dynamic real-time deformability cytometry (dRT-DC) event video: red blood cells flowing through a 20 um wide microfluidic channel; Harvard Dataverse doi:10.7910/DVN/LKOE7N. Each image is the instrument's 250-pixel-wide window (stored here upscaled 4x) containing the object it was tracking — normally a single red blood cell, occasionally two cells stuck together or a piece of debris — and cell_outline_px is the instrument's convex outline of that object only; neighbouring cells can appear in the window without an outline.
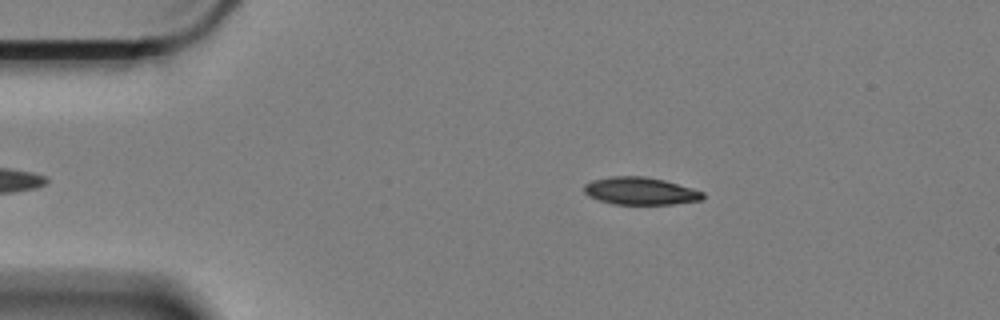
{"species": "Egyptian fruit bat (a non-hibernating species)", "species_latin": "Rousettus aegyptiacus", "temperature_condition": "cold", "stored_images_in_passage": 44, "camera_frame_rate_fps": 3000, "um_per_image_px": 0.085, "animal": {"sex": "female"}, "frame": {"image": 1, "passage_image": 4, "time_ms": 1.0, "image_size_px": [1000, 320], "cell_outline_px": [[704, 200], [672, 204], [612, 204], [588, 196], [584, 192], [584, 184], [592, 180], [612, 176], [644, 176], [664, 180], [692, 188], [704, 192]], "centroid_in_image_um": [54.43, 16.23], "position_along_channel_um": 30.6, "area_um2": 19.07}}
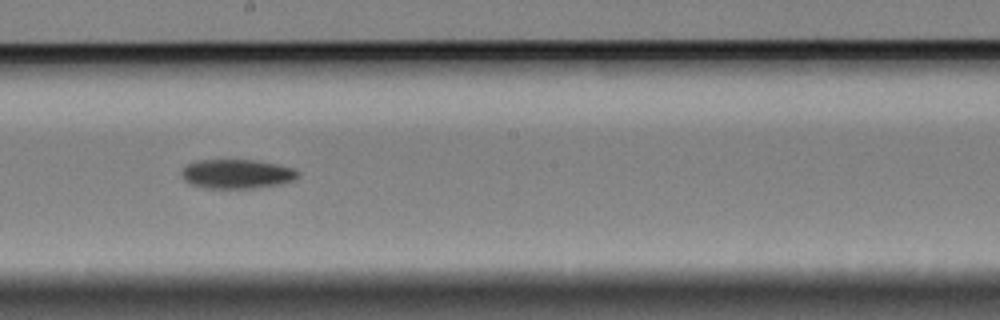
{"frame": {"image": 2, "passage_image": 26, "time_ms": 8.333, "image_size_px": [1000, 320], "cell_outline_px": [[300, 176], [296, 180], [284, 184], [260, 188], [204, 188], [192, 184], [184, 180], [180, 172], [188, 164], [200, 160], [252, 160], [296, 168], [300, 172]], "centroid_in_image_um": [20.21, 14.8], "position_along_channel_um": 228.0, "area_um2": 20.06}}
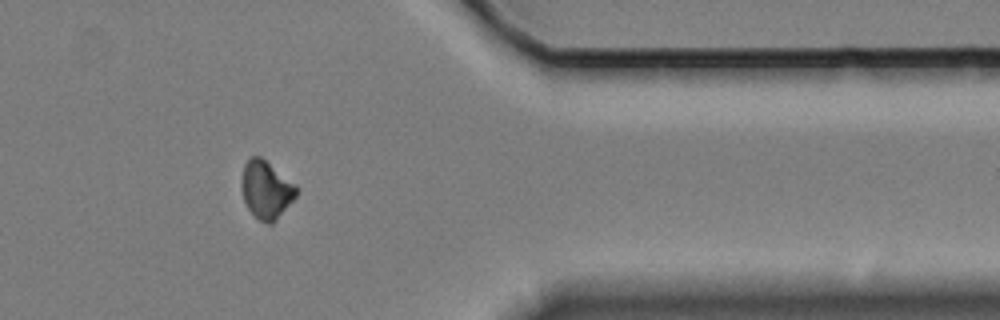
{"frame": {"image": 3, "passage_image": 42, "time_ms": 13.667, "image_size_px": [1000, 320], "cell_outline_px": [[296, 196], [276, 220], [272, 224], [268, 224], [260, 220], [248, 208], [244, 200], [240, 188], [240, 180], [244, 164], [252, 156], [260, 156], [296, 184]], "centroid_in_image_um": [22.6, 16.11], "position_along_channel_um": 388.8, "area_um2": 18.38}, "authors_computed_cell_mechanics": {"area_um2": 20.0277, "velocity_mm_per_s": 3.3387, "shape_relaxation_time_tau1_ms": 3.3938, "shape_relaxation_time_tau2_ms": null, "deformation_change_tau1": 0.1117, "deformation_change_tau2": null}}